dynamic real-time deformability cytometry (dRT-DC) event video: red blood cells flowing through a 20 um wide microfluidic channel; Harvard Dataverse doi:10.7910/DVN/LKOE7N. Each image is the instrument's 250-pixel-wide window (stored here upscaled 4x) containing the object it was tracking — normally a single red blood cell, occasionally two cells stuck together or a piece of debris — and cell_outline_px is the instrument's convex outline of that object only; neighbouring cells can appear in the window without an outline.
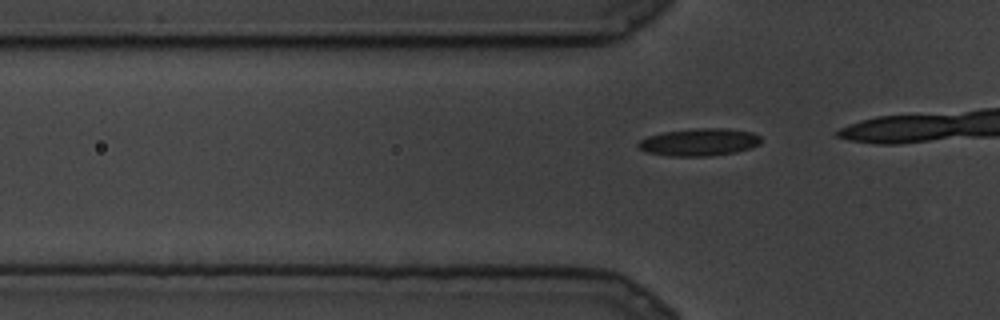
{"species": "common noctule bat (a hibernating species)", "species_latin": "Nyctalus noctula", "temperature_condition": "cold", "stored_images_in_passage": 12, "camera_frame_rate_fps": 3000, "um_per_image_px": 0.085, "animal": {"sex": "male", "body_mass_g": 19.5, "forearm_length_mm": 54.6}, "frame": {"image": 1, "passage_image": 4, "time_ms": 1.0, "image_size_px": [1000, 320], "cell_outline_px": [[760, 144], [752, 148], [736, 152], [708, 156], [668, 156], [648, 152], [640, 148], [636, 144], [640, 140], [648, 136], [664, 132], [696, 128], [728, 128], [752, 132], [760, 136]], "centroid_in_image_um": [59.46, 12.08], "position_along_channel_um": 66.3, "area_um2": 19.65}}
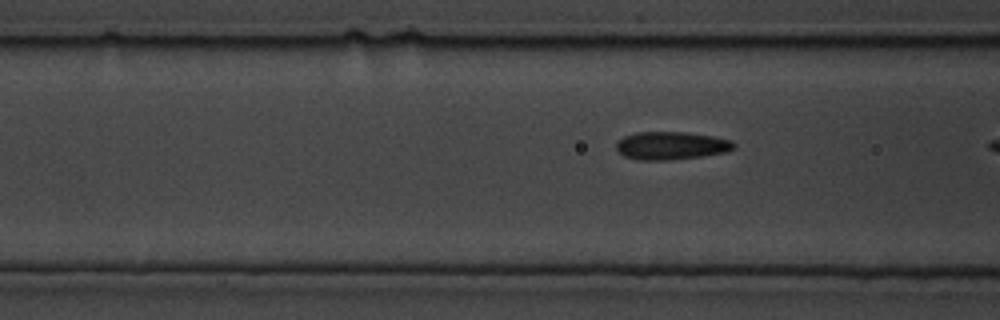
{"frame": {"image": 2, "passage_image": 10, "time_ms": 3.0, "image_size_px": [1000, 320], "cell_outline_px": [[736, 148], [728, 152], [700, 156], [668, 160], [636, 160], [624, 156], [616, 148], [616, 140], [624, 136], [636, 132], [688, 132], [712, 136], [732, 140], [736, 144]], "centroid_in_image_um": [57.06, 12.37], "position_along_channel_um": 109.5, "area_um2": 19.36}}